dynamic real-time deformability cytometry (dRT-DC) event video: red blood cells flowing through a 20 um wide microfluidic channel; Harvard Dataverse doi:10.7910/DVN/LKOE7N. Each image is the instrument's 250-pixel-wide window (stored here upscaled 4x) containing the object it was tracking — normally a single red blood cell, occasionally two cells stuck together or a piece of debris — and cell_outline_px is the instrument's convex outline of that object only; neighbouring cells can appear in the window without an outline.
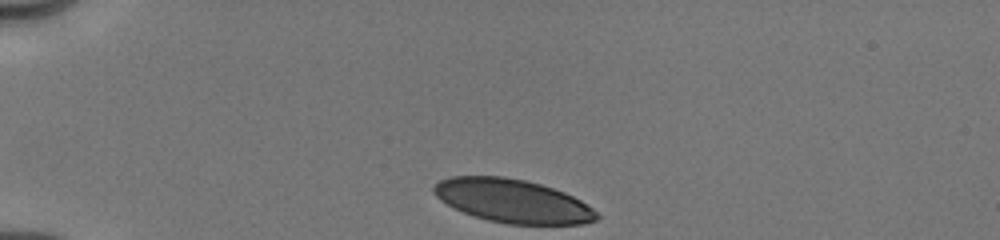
{"species": "human", "species_latin": "Homo sapiens", "temperature_condition": "cold", "stored_images_in_passage": 7, "camera_frame_rate_fps": 3000, "um_per_image_px": 0.085, "donor": {"sex": "male"}, "frame": {"image": 1, "passage_image": 1, "time_ms": 0.0, "image_size_px": [1000, 240], "cell_outline_px": [[600, 216], [596, 220], [584, 224], [508, 224], [488, 220], [464, 212], [440, 200], [432, 192], [432, 188], [440, 180], [452, 176], [504, 176], [524, 180], [540, 184], [564, 192], [580, 200], [592, 208]], "centroid_in_image_um": [43.57, 17.08], "position_along_channel_um": 41.4, "area_um2": 40.98}}
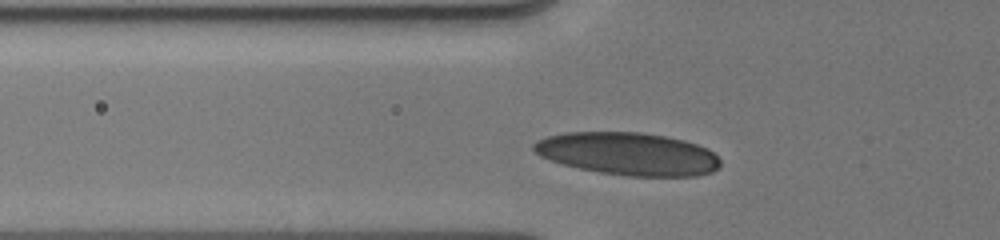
{"frame": {"image": 2, "passage_image": 5, "time_ms": 2.0, "image_size_px": [1000, 240], "cell_outline_px": [[720, 168], [712, 172], [696, 176], [628, 176], [600, 172], [580, 168], [564, 164], [540, 156], [532, 148], [532, 144], [536, 140], [548, 136], [564, 132], [640, 132], [668, 136], [684, 140], [708, 148], [720, 160]], "centroid_in_image_um": [53.41, 13.07], "position_along_channel_um": 72.4, "area_um2": 46.47}}